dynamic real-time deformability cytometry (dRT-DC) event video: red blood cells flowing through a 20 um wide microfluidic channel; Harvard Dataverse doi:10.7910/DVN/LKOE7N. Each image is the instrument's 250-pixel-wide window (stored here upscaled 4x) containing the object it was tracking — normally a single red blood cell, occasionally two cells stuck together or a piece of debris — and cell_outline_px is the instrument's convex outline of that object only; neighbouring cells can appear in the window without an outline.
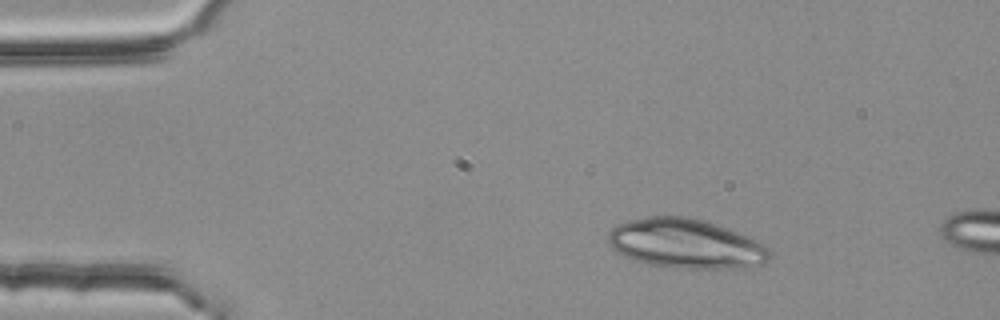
{"species": "common noctule bat (a hibernating species)", "species_latin": "Nyctalus noctula", "temperature_condition": "room temperature", "stored_images_in_passage": 2, "camera_frame_rate_fps": 3000, "um_per_image_px": 0.085, "animal": {"sex": "female", "body_mass_g": 25.1}, "frame": {"image": 1, "passage_image": 1, "time_ms": 0.0, "image_size_px": [1000, 320], "cell_outline_px": [[772, 256], [764, 264], [736, 268], [672, 268], [648, 264], [632, 260], [616, 252], [608, 244], [608, 232], [616, 224], [628, 220], [648, 216], [684, 216], [704, 220], [736, 232], [756, 240], [764, 244], [772, 252]], "centroid_in_image_um": [58.25, 20.72], "position_along_channel_um": 26.7, "area_um2": 46.82}}